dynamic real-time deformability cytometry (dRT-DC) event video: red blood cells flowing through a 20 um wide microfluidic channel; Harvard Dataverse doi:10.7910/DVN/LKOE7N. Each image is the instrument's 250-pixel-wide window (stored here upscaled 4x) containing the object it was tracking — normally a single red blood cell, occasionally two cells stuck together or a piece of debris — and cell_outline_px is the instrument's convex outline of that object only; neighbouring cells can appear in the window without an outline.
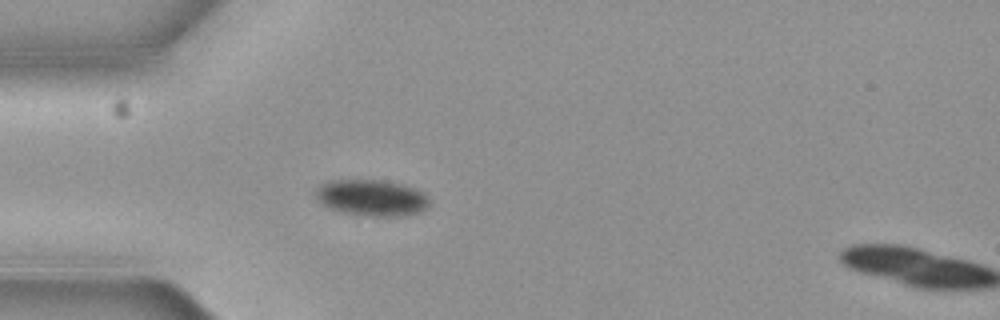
{"species": "common noctule bat (a hibernating species)", "species_latin": "Nyctalus noctula", "temperature_condition": "cold", "stored_images_in_passage": 2, "camera_frame_rate_fps": 3000, "um_per_image_px": 0.085, "animal": {"sex": "female", "body_mass_g": 19.3, "forearm_length_mm": 54.1}, "frame": {"image": 1, "passage_image": 1, "time_ms": 0.0, "image_size_px": [1000, 320], "cell_outline_px": [[428, 204], [424, 212], [408, 216], [368, 216], [344, 212], [328, 208], [320, 204], [316, 200], [316, 188], [320, 184], [332, 180], [384, 180], [404, 184], [424, 192], [428, 200]], "centroid_in_image_um": [31.6, 16.81], "position_along_channel_um": 53.4, "area_um2": 24.39}}